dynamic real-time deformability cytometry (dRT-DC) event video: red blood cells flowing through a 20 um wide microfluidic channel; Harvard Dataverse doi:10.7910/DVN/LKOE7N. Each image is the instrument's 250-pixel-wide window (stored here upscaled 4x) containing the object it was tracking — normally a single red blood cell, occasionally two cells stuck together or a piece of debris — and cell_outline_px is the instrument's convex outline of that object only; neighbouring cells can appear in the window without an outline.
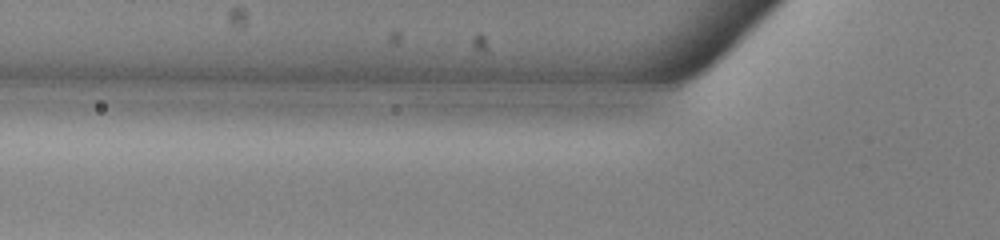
{"species": "common noctule bat (a hibernating species)", "species_latin": "Nyctalus noctula", "temperature_condition": "warm", "stored_images_in_passage": 5, "camera_frame_rate_fps": 3000, "um_per_image_px": 0.085, "animal": {"sex": "male", "body_mass_g": 13.0, "forearm_length_mm": 53.1}, "frame": {"image": 1, "passage_image": 2, "time_ms": 0.333, "image_size_px": [1000, 240], "cell_outline_px": [[572, 104], [432, 104], [444, 88], [536, 88], [564, 100]], "centroid_in_image_um": [42.22, 8.21], "position_along_channel_um": 83.6, "area_um2": 13.47}}